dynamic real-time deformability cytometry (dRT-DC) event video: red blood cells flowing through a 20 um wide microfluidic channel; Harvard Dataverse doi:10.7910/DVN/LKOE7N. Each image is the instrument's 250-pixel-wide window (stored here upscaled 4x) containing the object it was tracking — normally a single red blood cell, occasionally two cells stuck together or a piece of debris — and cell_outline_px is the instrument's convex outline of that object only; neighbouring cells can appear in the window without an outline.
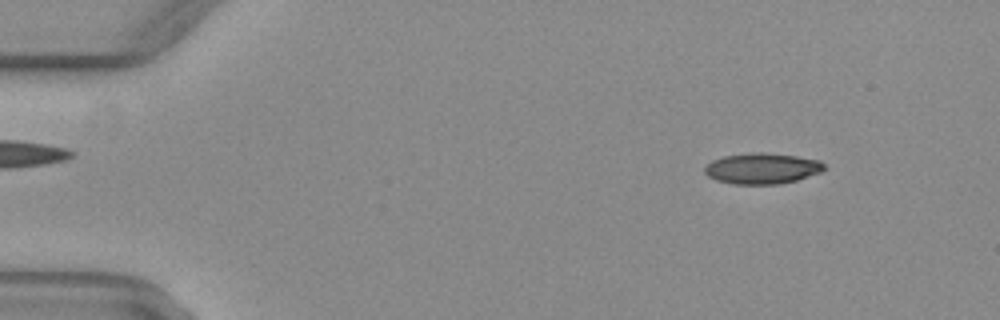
{"species": "common noctule bat (a hibernating species)", "species_latin": "Nyctalus noctula", "temperature_condition": "warm", "stored_images_in_passage": 47, "camera_frame_rate_fps": 3000, "um_per_image_px": 0.085, "animal": {"sex": "female", "body_mass_g": 29.2, "forearm_length_mm": 56.3}, "frame": {"image": 1, "passage_image": 2, "time_ms": 0.333, "image_size_px": [1000, 320], "cell_outline_px": [[828, 168], [820, 172], [796, 180], [780, 184], [732, 184], [716, 180], [708, 176], [704, 172], [704, 168], [712, 160], [724, 156], [760, 152], [796, 156], [820, 160]], "centroid_in_image_um": [64.79, 14.32], "position_along_channel_um": 20.2, "area_um2": 21.39}}
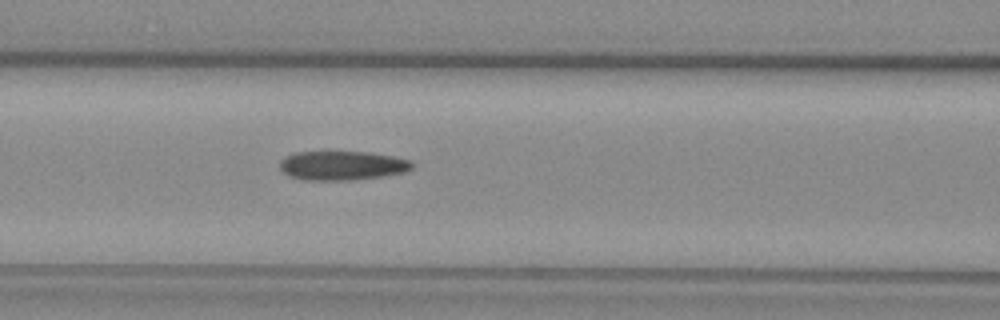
{"frame": {"image": 2, "passage_image": 18, "time_ms": 5.667, "image_size_px": [1000, 320], "cell_outline_px": [[412, 168], [404, 172], [356, 180], [304, 180], [288, 176], [280, 172], [280, 160], [284, 156], [296, 152], [368, 152], [392, 156], [412, 160]], "centroid_in_image_um": [29.03, 14.07], "position_along_channel_um": 137.6, "area_um2": 22.6}}
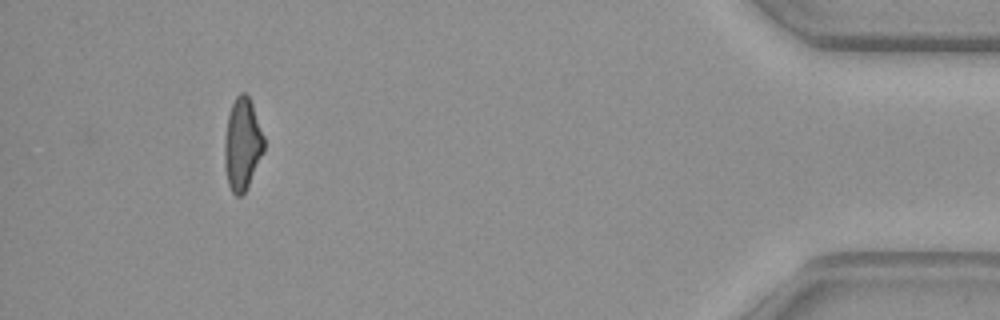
{"frame": {"image": 3, "passage_image": 43, "time_ms": 14.0, "image_size_px": [1000, 320], "cell_outline_px": [[264, 152], [244, 192], [240, 196], [236, 196], [232, 192], [228, 184], [224, 164], [224, 140], [228, 116], [232, 104], [236, 96], [240, 92], [244, 92], [248, 96], [252, 104], [264, 136]], "centroid_in_image_um": [20.59, 12.25], "position_along_channel_um": 414.6, "area_um2": 21.04}, "authors_computed_cell_mechanics": {"area_um2": 22.1374, "velocity_mm_per_s": 4.1142, "shape_relaxation_time_tau1_ms": null, "shape_relaxation_time_tau2_ms": 3.5673, "deformation_change_tau1": null, "deformation_change_tau2": 0.1229}}